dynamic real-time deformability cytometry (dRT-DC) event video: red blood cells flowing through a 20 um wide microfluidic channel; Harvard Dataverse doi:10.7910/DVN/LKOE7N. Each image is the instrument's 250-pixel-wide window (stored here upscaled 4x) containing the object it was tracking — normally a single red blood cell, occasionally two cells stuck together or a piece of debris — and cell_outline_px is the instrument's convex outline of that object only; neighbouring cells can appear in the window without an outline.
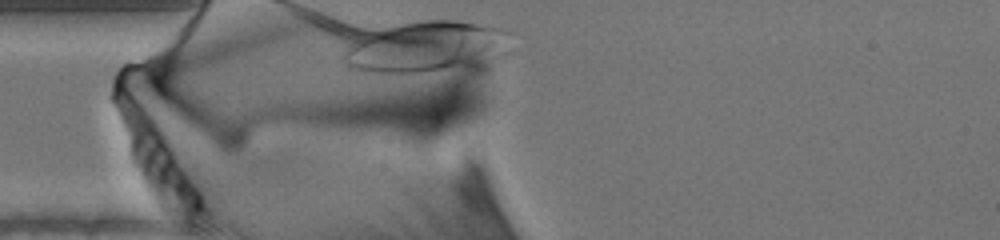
{"species": "human", "species_latin": "Homo sapiens", "temperature_condition": "warm", "stored_images_in_passage": 43, "camera_frame_rate_fps": 3000, "um_per_image_px": 0.085, "donor": {"sex": "male"}, "frame": {"image": 1, "passage_image": 14, "time_ms": 4.333, "image_size_px": [1000, 240], "cell_outline_px": [[512, 32], [484, 68], [420, 72], [356, 72], [348, 68], [340, 60], [344, 52], [356, 40], [372, 32], [392, 24], [404, 20], [460, 20], [500, 28]], "centroid_in_image_um": [36.16, 4.0], "position_along_channel_um": 48.8, "area_um2": 50.17}}
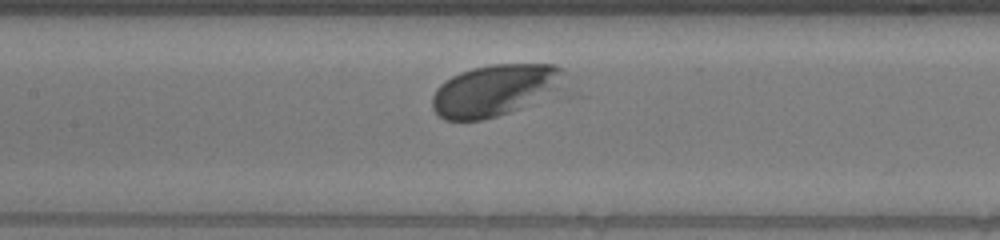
{"frame": {"image": 2, "passage_image": 24, "time_ms": 7.667, "image_size_px": [1000, 240], "cell_outline_px": [[572, 96], [496, 116], [480, 120], [444, 120], [432, 108], [432, 96], [436, 88], [440, 84], [452, 76], [460, 72], [472, 68], [492, 64], [556, 64], [564, 68], [568, 72]], "centroid_in_image_um": [42.45, 7.68], "position_along_channel_um": 164.9, "area_um2": 43.12}}
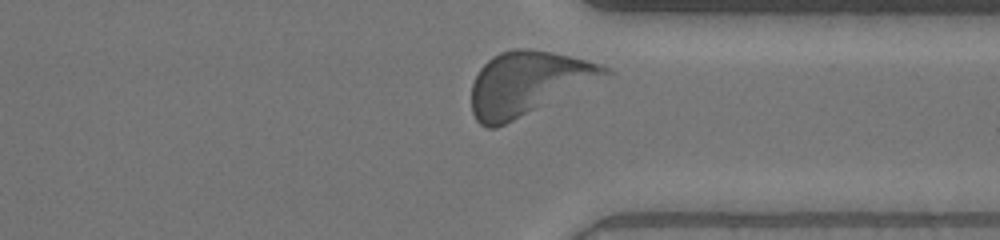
{"frame": {"image": 3, "passage_image": 41, "time_ms": 13.333, "image_size_px": [1000, 240], "cell_outline_px": [[616, 72], [496, 128], [488, 128], [480, 124], [476, 120], [472, 112], [472, 84], [480, 68], [492, 56], [500, 52], [516, 48], [528, 48], [552, 52], [600, 64]], "centroid_in_image_um": [44.84, 7.07], "position_along_channel_um": 366.6, "area_um2": 48.78}}